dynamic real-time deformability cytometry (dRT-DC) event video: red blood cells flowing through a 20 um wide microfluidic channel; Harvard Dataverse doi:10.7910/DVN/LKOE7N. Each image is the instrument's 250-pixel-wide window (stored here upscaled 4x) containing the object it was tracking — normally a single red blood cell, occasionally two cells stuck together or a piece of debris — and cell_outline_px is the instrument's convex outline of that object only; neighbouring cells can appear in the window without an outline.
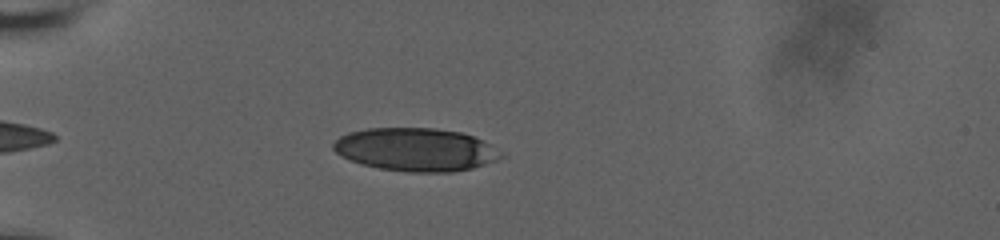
{"species": "human", "species_latin": "Homo sapiens", "temperature_condition": "room temperature", "stored_images_in_passage": 15, "camera_frame_rate_fps": 3000, "um_per_image_px": 0.085, "donor": {"sex": "male"}, "frame": {"image": 1, "passage_image": 3, "time_ms": 0.667, "image_size_px": [1000, 240], "cell_outline_px": [[504, 156], [496, 160], [472, 168], [452, 172], [408, 172], [380, 168], [360, 164], [340, 156], [332, 148], [332, 144], [340, 136], [348, 132], [368, 128], [436, 128], [460, 132], [484, 140], [504, 152]], "centroid_in_image_um": [35.34, 12.71], "position_along_channel_um": 49.7, "area_um2": 42.37}}
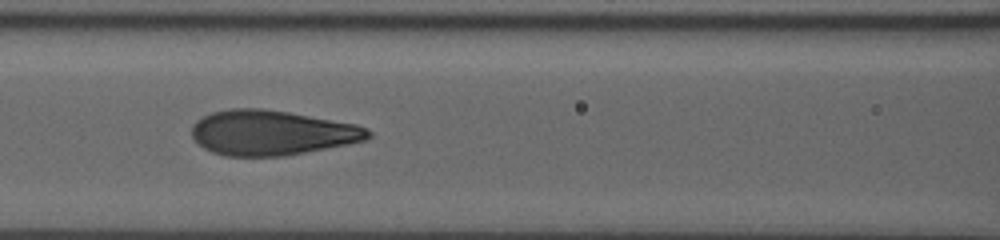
{"frame": {"image": 2, "passage_image": 10, "time_ms": 3.0, "image_size_px": [1000, 240], "cell_outline_px": [[372, 136], [368, 140], [348, 144], [284, 156], [224, 156], [212, 152], [204, 148], [192, 136], [192, 124], [196, 120], [212, 112], [228, 108], [264, 108], [288, 112], [356, 124], [368, 128], [372, 132]], "centroid_in_image_um": [23.11, 11.28], "position_along_channel_um": 143.5, "area_um2": 46.36}}
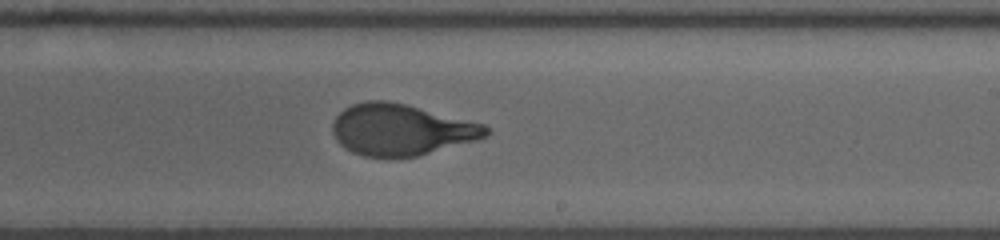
{"frame": {"image": 3, "passage_image": 15, "time_ms": 4.667, "image_size_px": [1000, 240], "cell_outline_px": [[492, 132], [488, 136], [476, 140], [416, 156], [388, 160], [364, 156], [352, 152], [340, 144], [336, 140], [332, 132], [332, 124], [336, 116], [344, 108], [352, 104], [368, 100], [388, 100], [484, 124]], "centroid_in_image_um": [34.06, 11.05], "position_along_channel_um": 254.9, "area_um2": 46.18}}